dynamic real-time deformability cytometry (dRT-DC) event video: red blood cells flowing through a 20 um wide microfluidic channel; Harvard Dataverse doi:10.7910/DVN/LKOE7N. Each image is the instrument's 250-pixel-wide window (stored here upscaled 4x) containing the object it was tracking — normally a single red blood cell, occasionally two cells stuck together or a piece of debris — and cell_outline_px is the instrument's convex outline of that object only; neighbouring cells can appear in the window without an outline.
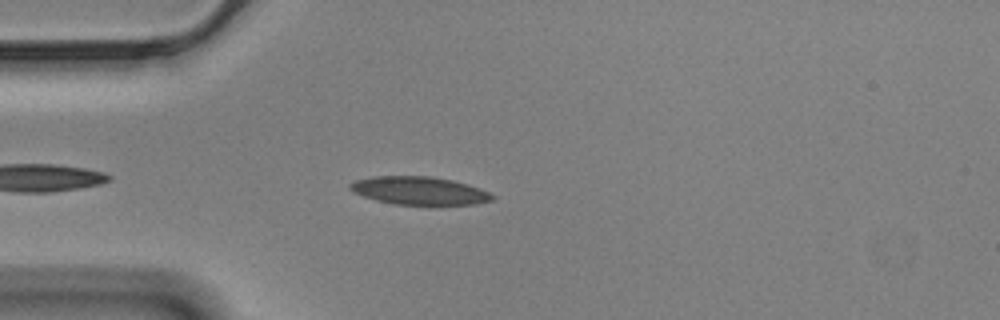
{"species": "Egyptian fruit bat (a non-hibernating species)", "species_latin": "Rousettus aegyptiacus", "temperature_condition": "cold", "stored_images_in_passage": 31, "camera_frame_rate_fps": 3000, "um_per_image_px": 0.085, "animal": {"sex": "male"}, "frame": {"image": 1, "passage_image": 5, "time_ms": 1.333, "image_size_px": [1000, 320], "cell_outline_px": [[496, 196], [492, 200], [476, 204], [428, 208], [392, 204], [376, 200], [352, 192], [348, 188], [348, 184], [356, 180], [372, 176], [432, 176], [452, 180], [468, 184], [480, 188]], "centroid_in_image_um": [35.67, 16.26], "position_along_channel_um": 49.3, "area_um2": 24.45}}
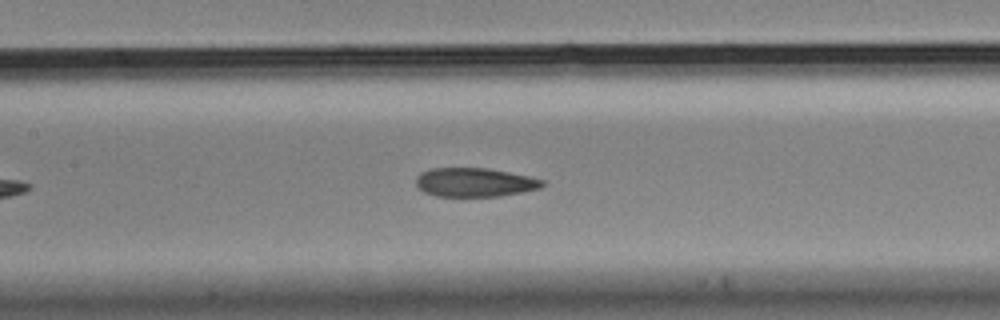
{"frame": {"image": 2, "passage_image": 16, "time_ms": 5.0, "image_size_px": [1000, 320], "cell_outline_px": [[548, 184], [540, 188], [500, 196], [436, 196], [424, 192], [416, 184], [416, 176], [420, 172], [432, 168], [488, 168], [528, 176], [544, 180]], "centroid_in_image_um": [40.35, 15.49], "position_along_channel_um": 167.0, "area_um2": 21.27}}
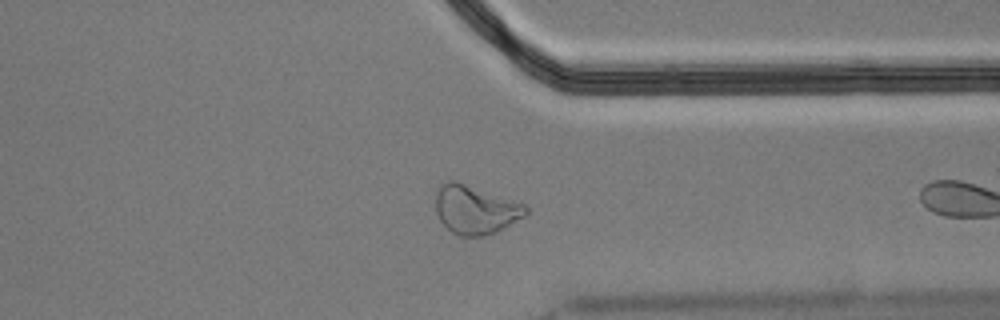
{"frame": {"image": 3, "passage_image": 30, "time_ms": 9.667, "image_size_px": [1000, 320], "cell_outline_px": [[528, 212], [524, 216], [504, 228], [496, 232], [484, 236], [460, 236], [452, 232], [440, 220], [436, 212], [436, 192], [440, 184], [448, 180], [456, 180], [524, 204], [528, 208]], "centroid_in_image_um": [40.39, 17.81], "position_along_channel_um": 371.0, "area_um2": 25.49}}